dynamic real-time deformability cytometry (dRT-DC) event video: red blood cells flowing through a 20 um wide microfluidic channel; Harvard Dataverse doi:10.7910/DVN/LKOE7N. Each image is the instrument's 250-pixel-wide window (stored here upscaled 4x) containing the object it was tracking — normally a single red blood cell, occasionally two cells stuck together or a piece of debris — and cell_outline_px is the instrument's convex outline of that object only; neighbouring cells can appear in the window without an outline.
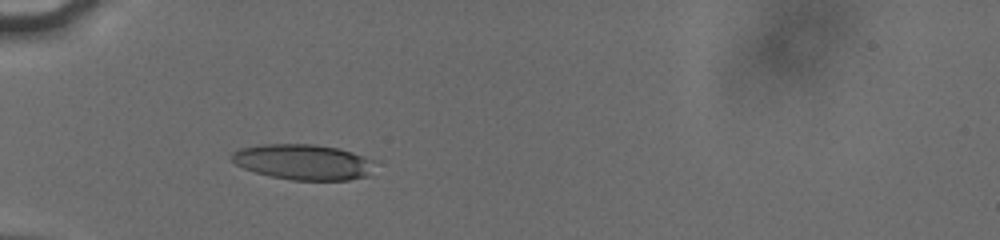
{"species": "human", "species_latin": "Homo sapiens", "temperature_condition": "cold", "stored_images_in_passage": 15, "camera_frame_rate_fps": 3000, "um_per_image_px": 0.085, "donor": {"sex": "male"}, "frame": {"image": 1, "passage_image": 2, "time_ms": 0.667, "image_size_px": [1000, 240], "cell_outline_px": [[376, 160], [368, 176], [348, 180], [292, 180], [272, 176], [256, 172], [244, 168], [236, 164], [232, 160], [232, 152], [240, 148], [260, 144], [316, 144], [340, 148]], "centroid_in_image_um": [25.8, 13.76], "position_along_channel_um": 59.2, "area_um2": 29.71}}
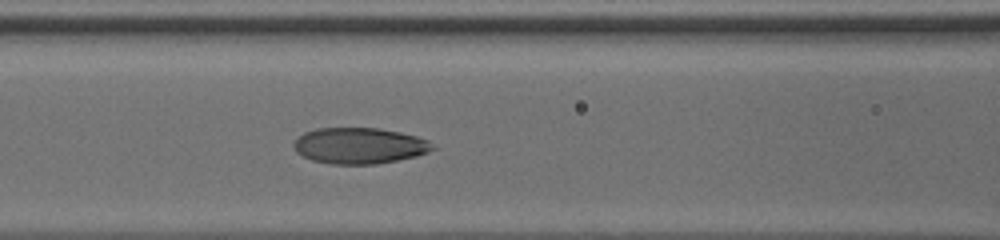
{"frame": {"image": 2, "passage_image": 9, "time_ms": 3.0, "image_size_px": [1000, 240], "cell_outline_px": [[436, 148], [428, 152], [416, 156], [376, 164], [332, 164], [312, 160], [296, 152], [292, 148], [292, 144], [304, 132], [316, 128], [376, 128], [400, 132], [416, 136], [428, 140]], "centroid_in_image_um": [30.53, 12.38], "position_along_channel_um": 136.1, "area_um2": 29.13}}
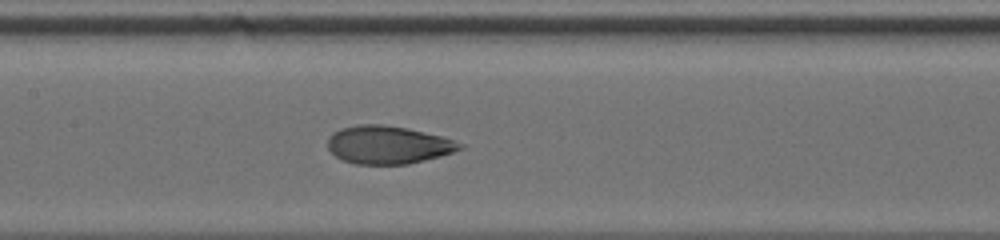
{"frame": {"image": 3, "passage_image": 13, "time_ms": 4.0, "image_size_px": [1000, 240], "cell_outline_px": [[464, 148], [440, 156], [408, 164], [356, 164], [340, 160], [328, 148], [328, 136], [332, 132], [340, 128], [360, 124], [384, 124], [408, 128], [440, 136], [464, 144]], "centroid_in_image_um": [32.95, 12.3], "position_along_channel_um": 174.5, "area_um2": 29.3}}